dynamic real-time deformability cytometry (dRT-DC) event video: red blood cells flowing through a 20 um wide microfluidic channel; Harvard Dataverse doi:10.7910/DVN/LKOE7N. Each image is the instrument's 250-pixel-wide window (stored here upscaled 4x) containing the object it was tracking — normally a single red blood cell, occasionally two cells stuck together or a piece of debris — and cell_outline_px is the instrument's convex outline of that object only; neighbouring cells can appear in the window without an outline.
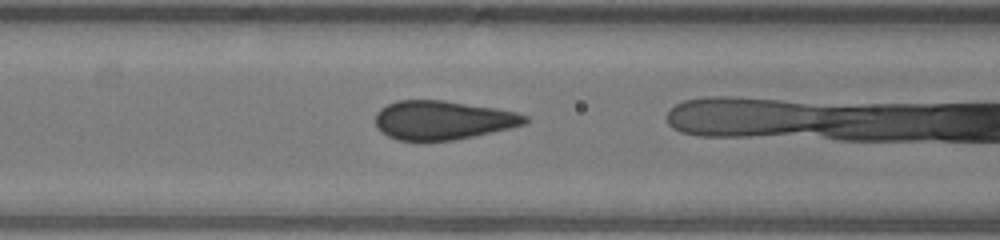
{"species": "human", "species_latin": "Homo sapiens", "temperature_condition": "warm", "stored_images_in_passage": 21, "camera_frame_rate_fps": 3000, "um_per_image_px": 0.085, "donor": {"sex": "male"}, "frame": {"image": 1, "passage_image": 3, "time_ms": 0.667, "image_size_px": [1000, 240], "cell_outline_px": [[528, 120], [524, 124], [508, 128], [472, 136], [452, 140], [396, 140], [380, 132], [376, 124], [376, 112], [380, 108], [396, 100], [444, 100], [496, 108], [516, 112], [528, 116]], "centroid_in_image_um": [37.59, 10.2], "position_along_channel_um": 129.0, "area_um2": 33.7}}
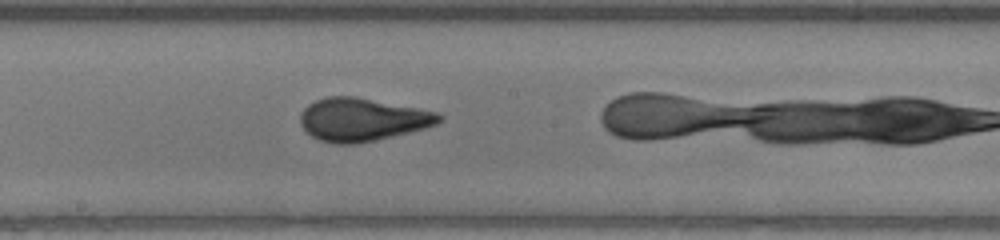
{"frame": {"image": 2, "passage_image": 9, "time_ms": 2.667, "image_size_px": [1000, 240], "cell_outline_px": [[444, 116], [436, 124], [424, 128], [392, 136], [356, 144], [336, 144], [320, 140], [312, 136], [300, 124], [300, 116], [304, 108], [308, 104], [316, 100], [328, 96], [356, 96], [436, 112]], "centroid_in_image_um": [30.76, 10.16], "position_along_channel_um": 217.4, "area_um2": 34.45}}
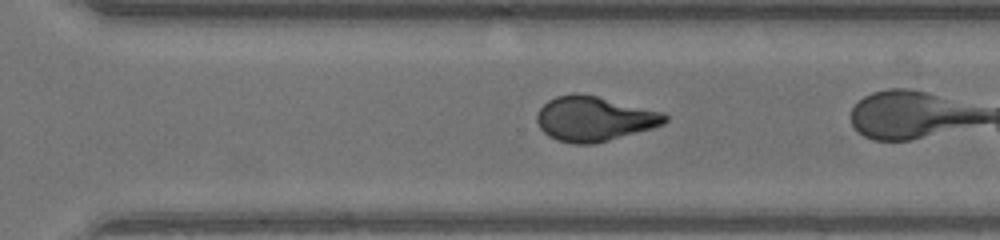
{"frame": {"image": 3, "passage_image": 16, "time_ms": 5.0, "image_size_px": [1000, 240], "cell_outline_px": [[668, 120], [664, 124], [652, 128], [608, 140], [592, 144], [576, 144], [556, 140], [548, 136], [540, 128], [536, 120], [536, 116], [540, 108], [548, 100], [556, 96], [596, 96], [664, 112], [668, 116]], "centroid_in_image_um": [50.52, 10.12], "position_along_channel_um": 320.1, "area_um2": 32.77}}